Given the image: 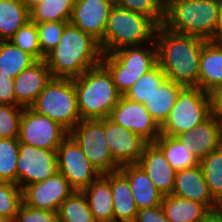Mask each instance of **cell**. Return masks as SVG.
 Segmentation results:
<instances>
[{
  "instance_id": "obj_1",
  "label": "cell",
  "mask_w": 222,
  "mask_h": 222,
  "mask_svg": "<svg viewBox=\"0 0 222 222\" xmlns=\"http://www.w3.org/2000/svg\"><path fill=\"white\" fill-rule=\"evenodd\" d=\"M207 40L157 26L155 43L158 65L167 79L184 86L198 87L199 60Z\"/></svg>"
},
{
  "instance_id": "obj_2",
  "label": "cell",
  "mask_w": 222,
  "mask_h": 222,
  "mask_svg": "<svg viewBox=\"0 0 222 222\" xmlns=\"http://www.w3.org/2000/svg\"><path fill=\"white\" fill-rule=\"evenodd\" d=\"M99 42L68 22L58 44L44 61L53 78L74 79L101 63Z\"/></svg>"
},
{
  "instance_id": "obj_3",
  "label": "cell",
  "mask_w": 222,
  "mask_h": 222,
  "mask_svg": "<svg viewBox=\"0 0 222 222\" xmlns=\"http://www.w3.org/2000/svg\"><path fill=\"white\" fill-rule=\"evenodd\" d=\"M222 0H167L162 25L171 31L215 41Z\"/></svg>"
},
{
  "instance_id": "obj_4",
  "label": "cell",
  "mask_w": 222,
  "mask_h": 222,
  "mask_svg": "<svg viewBox=\"0 0 222 222\" xmlns=\"http://www.w3.org/2000/svg\"><path fill=\"white\" fill-rule=\"evenodd\" d=\"M73 80L78 111L82 120L109 117L122 97L111 74L101 63Z\"/></svg>"
},
{
  "instance_id": "obj_5",
  "label": "cell",
  "mask_w": 222,
  "mask_h": 222,
  "mask_svg": "<svg viewBox=\"0 0 222 222\" xmlns=\"http://www.w3.org/2000/svg\"><path fill=\"white\" fill-rule=\"evenodd\" d=\"M157 24L144 14L114 5L104 38L99 42L103 54L126 46H141L155 40Z\"/></svg>"
},
{
  "instance_id": "obj_6",
  "label": "cell",
  "mask_w": 222,
  "mask_h": 222,
  "mask_svg": "<svg viewBox=\"0 0 222 222\" xmlns=\"http://www.w3.org/2000/svg\"><path fill=\"white\" fill-rule=\"evenodd\" d=\"M101 64L109 71L115 86L124 95L142 75L158 64L155 40L103 54Z\"/></svg>"
},
{
  "instance_id": "obj_7",
  "label": "cell",
  "mask_w": 222,
  "mask_h": 222,
  "mask_svg": "<svg viewBox=\"0 0 222 222\" xmlns=\"http://www.w3.org/2000/svg\"><path fill=\"white\" fill-rule=\"evenodd\" d=\"M70 132L81 120L73 79L52 78L30 106Z\"/></svg>"
},
{
  "instance_id": "obj_8",
  "label": "cell",
  "mask_w": 222,
  "mask_h": 222,
  "mask_svg": "<svg viewBox=\"0 0 222 222\" xmlns=\"http://www.w3.org/2000/svg\"><path fill=\"white\" fill-rule=\"evenodd\" d=\"M211 115L210 94L197 86H184L169 117L161 126V134L177 137L203 123Z\"/></svg>"
},
{
  "instance_id": "obj_9",
  "label": "cell",
  "mask_w": 222,
  "mask_h": 222,
  "mask_svg": "<svg viewBox=\"0 0 222 222\" xmlns=\"http://www.w3.org/2000/svg\"><path fill=\"white\" fill-rule=\"evenodd\" d=\"M69 135L77 142L90 163L101 173L118 171L104 132V119L81 120Z\"/></svg>"
},
{
  "instance_id": "obj_10",
  "label": "cell",
  "mask_w": 222,
  "mask_h": 222,
  "mask_svg": "<svg viewBox=\"0 0 222 222\" xmlns=\"http://www.w3.org/2000/svg\"><path fill=\"white\" fill-rule=\"evenodd\" d=\"M69 132L56 121L24 107L20 120L19 142L47 150H57Z\"/></svg>"
},
{
  "instance_id": "obj_11",
  "label": "cell",
  "mask_w": 222,
  "mask_h": 222,
  "mask_svg": "<svg viewBox=\"0 0 222 222\" xmlns=\"http://www.w3.org/2000/svg\"><path fill=\"white\" fill-rule=\"evenodd\" d=\"M57 164L58 172L75 191H82L101 175L70 135L57 149Z\"/></svg>"
},
{
  "instance_id": "obj_12",
  "label": "cell",
  "mask_w": 222,
  "mask_h": 222,
  "mask_svg": "<svg viewBox=\"0 0 222 222\" xmlns=\"http://www.w3.org/2000/svg\"><path fill=\"white\" fill-rule=\"evenodd\" d=\"M56 173H58L57 150L41 149L19 142L17 185L21 189L42 182Z\"/></svg>"
},
{
  "instance_id": "obj_13",
  "label": "cell",
  "mask_w": 222,
  "mask_h": 222,
  "mask_svg": "<svg viewBox=\"0 0 222 222\" xmlns=\"http://www.w3.org/2000/svg\"><path fill=\"white\" fill-rule=\"evenodd\" d=\"M109 118L139 135L147 143H154L161 134V127L150 116L144 104L130 100L124 95L112 109Z\"/></svg>"
},
{
  "instance_id": "obj_14",
  "label": "cell",
  "mask_w": 222,
  "mask_h": 222,
  "mask_svg": "<svg viewBox=\"0 0 222 222\" xmlns=\"http://www.w3.org/2000/svg\"><path fill=\"white\" fill-rule=\"evenodd\" d=\"M74 191L69 181L58 172L42 182L25 186L22 189L23 202L33 208L58 212L63 201Z\"/></svg>"
},
{
  "instance_id": "obj_15",
  "label": "cell",
  "mask_w": 222,
  "mask_h": 222,
  "mask_svg": "<svg viewBox=\"0 0 222 222\" xmlns=\"http://www.w3.org/2000/svg\"><path fill=\"white\" fill-rule=\"evenodd\" d=\"M104 132L112 157L119 166L138 164L147 144L144 139L109 117L104 118Z\"/></svg>"
},
{
  "instance_id": "obj_16",
  "label": "cell",
  "mask_w": 222,
  "mask_h": 222,
  "mask_svg": "<svg viewBox=\"0 0 222 222\" xmlns=\"http://www.w3.org/2000/svg\"><path fill=\"white\" fill-rule=\"evenodd\" d=\"M113 6V0H75L69 22L100 42Z\"/></svg>"
},
{
  "instance_id": "obj_17",
  "label": "cell",
  "mask_w": 222,
  "mask_h": 222,
  "mask_svg": "<svg viewBox=\"0 0 222 222\" xmlns=\"http://www.w3.org/2000/svg\"><path fill=\"white\" fill-rule=\"evenodd\" d=\"M222 120L212 114L203 123L177 136L198 161L203 160L210 152L220 147Z\"/></svg>"
},
{
  "instance_id": "obj_18",
  "label": "cell",
  "mask_w": 222,
  "mask_h": 222,
  "mask_svg": "<svg viewBox=\"0 0 222 222\" xmlns=\"http://www.w3.org/2000/svg\"><path fill=\"white\" fill-rule=\"evenodd\" d=\"M52 78L44 59L37 60L14 78L16 103L22 107H30Z\"/></svg>"
},
{
  "instance_id": "obj_19",
  "label": "cell",
  "mask_w": 222,
  "mask_h": 222,
  "mask_svg": "<svg viewBox=\"0 0 222 222\" xmlns=\"http://www.w3.org/2000/svg\"><path fill=\"white\" fill-rule=\"evenodd\" d=\"M138 164L145 170L163 196L172 194L176 171L155 143H147L144 146Z\"/></svg>"
},
{
  "instance_id": "obj_20",
  "label": "cell",
  "mask_w": 222,
  "mask_h": 222,
  "mask_svg": "<svg viewBox=\"0 0 222 222\" xmlns=\"http://www.w3.org/2000/svg\"><path fill=\"white\" fill-rule=\"evenodd\" d=\"M172 195L206 204L212 211L217 202L211 196L200 165L176 172Z\"/></svg>"
},
{
  "instance_id": "obj_21",
  "label": "cell",
  "mask_w": 222,
  "mask_h": 222,
  "mask_svg": "<svg viewBox=\"0 0 222 222\" xmlns=\"http://www.w3.org/2000/svg\"><path fill=\"white\" fill-rule=\"evenodd\" d=\"M119 171L130 183L132 195L138 210L161 205L163 195L139 164L120 166Z\"/></svg>"
},
{
  "instance_id": "obj_22",
  "label": "cell",
  "mask_w": 222,
  "mask_h": 222,
  "mask_svg": "<svg viewBox=\"0 0 222 222\" xmlns=\"http://www.w3.org/2000/svg\"><path fill=\"white\" fill-rule=\"evenodd\" d=\"M222 85V42L206 41L199 60L198 87L211 93Z\"/></svg>"
},
{
  "instance_id": "obj_23",
  "label": "cell",
  "mask_w": 222,
  "mask_h": 222,
  "mask_svg": "<svg viewBox=\"0 0 222 222\" xmlns=\"http://www.w3.org/2000/svg\"><path fill=\"white\" fill-rule=\"evenodd\" d=\"M96 222H114L111 172L101 174L82 190Z\"/></svg>"
},
{
  "instance_id": "obj_24",
  "label": "cell",
  "mask_w": 222,
  "mask_h": 222,
  "mask_svg": "<svg viewBox=\"0 0 222 222\" xmlns=\"http://www.w3.org/2000/svg\"><path fill=\"white\" fill-rule=\"evenodd\" d=\"M161 206L169 222H205L212 214L206 204L172 194L163 196Z\"/></svg>"
},
{
  "instance_id": "obj_25",
  "label": "cell",
  "mask_w": 222,
  "mask_h": 222,
  "mask_svg": "<svg viewBox=\"0 0 222 222\" xmlns=\"http://www.w3.org/2000/svg\"><path fill=\"white\" fill-rule=\"evenodd\" d=\"M114 222H134L138 213L130 183L118 170L111 172Z\"/></svg>"
},
{
  "instance_id": "obj_26",
  "label": "cell",
  "mask_w": 222,
  "mask_h": 222,
  "mask_svg": "<svg viewBox=\"0 0 222 222\" xmlns=\"http://www.w3.org/2000/svg\"><path fill=\"white\" fill-rule=\"evenodd\" d=\"M184 85L166 79L143 104L150 116L161 127L169 117L178 94Z\"/></svg>"
},
{
  "instance_id": "obj_27",
  "label": "cell",
  "mask_w": 222,
  "mask_h": 222,
  "mask_svg": "<svg viewBox=\"0 0 222 222\" xmlns=\"http://www.w3.org/2000/svg\"><path fill=\"white\" fill-rule=\"evenodd\" d=\"M29 20V10L21 0H0V41L9 40Z\"/></svg>"
},
{
  "instance_id": "obj_28",
  "label": "cell",
  "mask_w": 222,
  "mask_h": 222,
  "mask_svg": "<svg viewBox=\"0 0 222 222\" xmlns=\"http://www.w3.org/2000/svg\"><path fill=\"white\" fill-rule=\"evenodd\" d=\"M36 61L32 55L16 47L11 41H0V75L14 79Z\"/></svg>"
},
{
  "instance_id": "obj_29",
  "label": "cell",
  "mask_w": 222,
  "mask_h": 222,
  "mask_svg": "<svg viewBox=\"0 0 222 222\" xmlns=\"http://www.w3.org/2000/svg\"><path fill=\"white\" fill-rule=\"evenodd\" d=\"M164 153L171 167L177 172L199 165V161L175 136L160 134L154 142Z\"/></svg>"
},
{
  "instance_id": "obj_30",
  "label": "cell",
  "mask_w": 222,
  "mask_h": 222,
  "mask_svg": "<svg viewBox=\"0 0 222 222\" xmlns=\"http://www.w3.org/2000/svg\"><path fill=\"white\" fill-rule=\"evenodd\" d=\"M75 0H44L32 8L30 20L34 23L70 21Z\"/></svg>"
},
{
  "instance_id": "obj_31",
  "label": "cell",
  "mask_w": 222,
  "mask_h": 222,
  "mask_svg": "<svg viewBox=\"0 0 222 222\" xmlns=\"http://www.w3.org/2000/svg\"><path fill=\"white\" fill-rule=\"evenodd\" d=\"M58 214L60 222H96L82 191H74L67 197Z\"/></svg>"
},
{
  "instance_id": "obj_32",
  "label": "cell",
  "mask_w": 222,
  "mask_h": 222,
  "mask_svg": "<svg viewBox=\"0 0 222 222\" xmlns=\"http://www.w3.org/2000/svg\"><path fill=\"white\" fill-rule=\"evenodd\" d=\"M199 165L211 196L218 202L222 198V149L210 152Z\"/></svg>"
},
{
  "instance_id": "obj_33",
  "label": "cell",
  "mask_w": 222,
  "mask_h": 222,
  "mask_svg": "<svg viewBox=\"0 0 222 222\" xmlns=\"http://www.w3.org/2000/svg\"><path fill=\"white\" fill-rule=\"evenodd\" d=\"M166 79V74L157 64L149 72L142 75L133 86L125 92L124 96L130 100L144 103Z\"/></svg>"
},
{
  "instance_id": "obj_34",
  "label": "cell",
  "mask_w": 222,
  "mask_h": 222,
  "mask_svg": "<svg viewBox=\"0 0 222 222\" xmlns=\"http://www.w3.org/2000/svg\"><path fill=\"white\" fill-rule=\"evenodd\" d=\"M18 138H0V181L17 184Z\"/></svg>"
},
{
  "instance_id": "obj_35",
  "label": "cell",
  "mask_w": 222,
  "mask_h": 222,
  "mask_svg": "<svg viewBox=\"0 0 222 222\" xmlns=\"http://www.w3.org/2000/svg\"><path fill=\"white\" fill-rule=\"evenodd\" d=\"M16 47L32 55L36 60H43L45 55L39 46L36 23L29 20L9 39Z\"/></svg>"
},
{
  "instance_id": "obj_36",
  "label": "cell",
  "mask_w": 222,
  "mask_h": 222,
  "mask_svg": "<svg viewBox=\"0 0 222 222\" xmlns=\"http://www.w3.org/2000/svg\"><path fill=\"white\" fill-rule=\"evenodd\" d=\"M22 203V189L15 183L0 181V215L13 221Z\"/></svg>"
},
{
  "instance_id": "obj_37",
  "label": "cell",
  "mask_w": 222,
  "mask_h": 222,
  "mask_svg": "<svg viewBox=\"0 0 222 222\" xmlns=\"http://www.w3.org/2000/svg\"><path fill=\"white\" fill-rule=\"evenodd\" d=\"M113 2L118 7L146 15L158 26L163 23L165 6L163 0H113Z\"/></svg>"
},
{
  "instance_id": "obj_38",
  "label": "cell",
  "mask_w": 222,
  "mask_h": 222,
  "mask_svg": "<svg viewBox=\"0 0 222 222\" xmlns=\"http://www.w3.org/2000/svg\"><path fill=\"white\" fill-rule=\"evenodd\" d=\"M22 106L0 104V138H18Z\"/></svg>"
},
{
  "instance_id": "obj_39",
  "label": "cell",
  "mask_w": 222,
  "mask_h": 222,
  "mask_svg": "<svg viewBox=\"0 0 222 222\" xmlns=\"http://www.w3.org/2000/svg\"><path fill=\"white\" fill-rule=\"evenodd\" d=\"M67 23V21L36 23L39 46L44 55L58 44Z\"/></svg>"
},
{
  "instance_id": "obj_40",
  "label": "cell",
  "mask_w": 222,
  "mask_h": 222,
  "mask_svg": "<svg viewBox=\"0 0 222 222\" xmlns=\"http://www.w3.org/2000/svg\"><path fill=\"white\" fill-rule=\"evenodd\" d=\"M12 222H60V220L57 211L33 208L23 202Z\"/></svg>"
},
{
  "instance_id": "obj_41",
  "label": "cell",
  "mask_w": 222,
  "mask_h": 222,
  "mask_svg": "<svg viewBox=\"0 0 222 222\" xmlns=\"http://www.w3.org/2000/svg\"><path fill=\"white\" fill-rule=\"evenodd\" d=\"M134 222H169L161 205L138 210Z\"/></svg>"
},
{
  "instance_id": "obj_42",
  "label": "cell",
  "mask_w": 222,
  "mask_h": 222,
  "mask_svg": "<svg viewBox=\"0 0 222 222\" xmlns=\"http://www.w3.org/2000/svg\"><path fill=\"white\" fill-rule=\"evenodd\" d=\"M14 79L9 76L0 75V104L18 105L14 95Z\"/></svg>"
},
{
  "instance_id": "obj_43",
  "label": "cell",
  "mask_w": 222,
  "mask_h": 222,
  "mask_svg": "<svg viewBox=\"0 0 222 222\" xmlns=\"http://www.w3.org/2000/svg\"><path fill=\"white\" fill-rule=\"evenodd\" d=\"M212 114L218 116L222 120V85L217 87L210 93Z\"/></svg>"
},
{
  "instance_id": "obj_44",
  "label": "cell",
  "mask_w": 222,
  "mask_h": 222,
  "mask_svg": "<svg viewBox=\"0 0 222 222\" xmlns=\"http://www.w3.org/2000/svg\"><path fill=\"white\" fill-rule=\"evenodd\" d=\"M215 41L222 42V3L220 6V13L218 18V24L215 30Z\"/></svg>"
},
{
  "instance_id": "obj_45",
  "label": "cell",
  "mask_w": 222,
  "mask_h": 222,
  "mask_svg": "<svg viewBox=\"0 0 222 222\" xmlns=\"http://www.w3.org/2000/svg\"><path fill=\"white\" fill-rule=\"evenodd\" d=\"M205 222H222V215L214 209Z\"/></svg>"
},
{
  "instance_id": "obj_46",
  "label": "cell",
  "mask_w": 222,
  "mask_h": 222,
  "mask_svg": "<svg viewBox=\"0 0 222 222\" xmlns=\"http://www.w3.org/2000/svg\"><path fill=\"white\" fill-rule=\"evenodd\" d=\"M21 1L24 3L25 7L30 11L38 4H41L44 0H21Z\"/></svg>"
},
{
  "instance_id": "obj_47",
  "label": "cell",
  "mask_w": 222,
  "mask_h": 222,
  "mask_svg": "<svg viewBox=\"0 0 222 222\" xmlns=\"http://www.w3.org/2000/svg\"><path fill=\"white\" fill-rule=\"evenodd\" d=\"M216 210L222 215V198L217 202Z\"/></svg>"
},
{
  "instance_id": "obj_48",
  "label": "cell",
  "mask_w": 222,
  "mask_h": 222,
  "mask_svg": "<svg viewBox=\"0 0 222 222\" xmlns=\"http://www.w3.org/2000/svg\"><path fill=\"white\" fill-rule=\"evenodd\" d=\"M0 222H12V221L9 220L7 217H4V216L0 215Z\"/></svg>"
},
{
  "instance_id": "obj_49",
  "label": "cell",
  "mask_w": 222,
  "mask_h": 222,
  "mask_svg": "<svg viewBox=\"0 0 222 222\" xmlns=\"http://www.w3.org/2000/svg\"><path fill=\"white\" fill-rule=\"evenodd\" d=\"M220 148L222 149V133H221V137H220Z\"/></svg>"
}]
</instances>
